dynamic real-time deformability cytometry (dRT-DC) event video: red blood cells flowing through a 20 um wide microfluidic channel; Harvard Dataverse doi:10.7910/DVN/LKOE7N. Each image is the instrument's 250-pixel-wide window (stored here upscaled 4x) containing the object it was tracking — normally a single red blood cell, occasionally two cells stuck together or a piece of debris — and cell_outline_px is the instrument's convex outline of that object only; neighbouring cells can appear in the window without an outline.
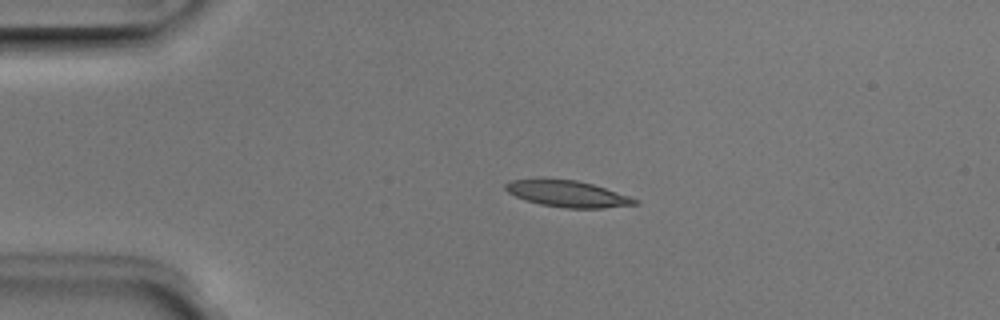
{"species": "Egyptian fruit bat (a non-hibernating species)", "species_latin": "Rousettus aegyptiacus", "temperature_condition": "room temperature", "stored_images_in_passage": 5, "camera_frame_rate_fps": 3000, "um_per_image_px": 0.085, "animal": {"sex": "male"}, "frame": {"image": 1, "passage_image": 4, "time_ms": 1.0, "image_size_px": [1000, 320], "cell_outline_px": [[640, 204], [604, 208], [564, 208], [540, 204], [516, 196], [508, 192], [504, 188], [504, 184], [512, 180], [536, 176], [544, 176], [576, 180], [592, 184], [640, 200]], "centroid_in_image_um": [48.18, 16.43], "position_along_channel_um": 36.8, "area_um2": 20.46}}